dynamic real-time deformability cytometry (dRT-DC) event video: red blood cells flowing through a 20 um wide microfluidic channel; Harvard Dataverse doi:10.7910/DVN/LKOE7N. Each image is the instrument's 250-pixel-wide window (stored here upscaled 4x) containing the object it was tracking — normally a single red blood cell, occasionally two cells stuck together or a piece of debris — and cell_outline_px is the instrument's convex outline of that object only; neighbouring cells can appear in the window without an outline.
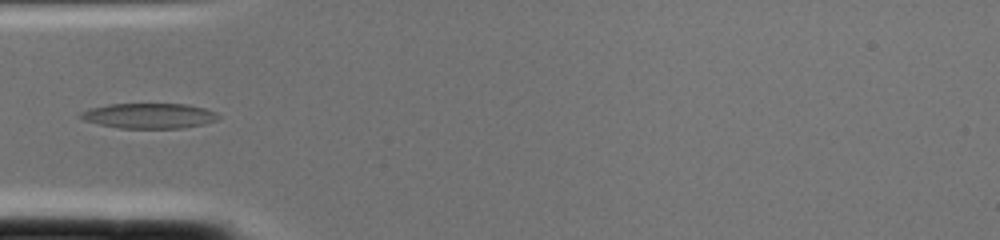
{"species": "common noctule bat (a hibernating species)", "species_latin": "Nyctalus noctula", "temperature_condition": "cold", "stored_images_in_passage": 2, "camera_frame_rate_fps": 3000, "um_per_image_px": 0.085, "animal": {"sex": "female", "body_mass_g": 22.0, "forearm_length_mm": 56.7}, "frame": {"image": 1, "passage_image": 2, "time_ms": 0.333, "image_size_px": [1000, 240], "cell_outline_px": [[220, 116], [216, 120], [204, 124], [184, 128], [120, 128], [100, 124], [84, 120], [76, 116], [80, 112], [88, 108], [108, 104], [188, 104], [204, 108], [216, 112]], "centroid_in_image_um": [12.65, 9.84], "position_along_channel_um": 72.3, "area_um2": 20.35}}